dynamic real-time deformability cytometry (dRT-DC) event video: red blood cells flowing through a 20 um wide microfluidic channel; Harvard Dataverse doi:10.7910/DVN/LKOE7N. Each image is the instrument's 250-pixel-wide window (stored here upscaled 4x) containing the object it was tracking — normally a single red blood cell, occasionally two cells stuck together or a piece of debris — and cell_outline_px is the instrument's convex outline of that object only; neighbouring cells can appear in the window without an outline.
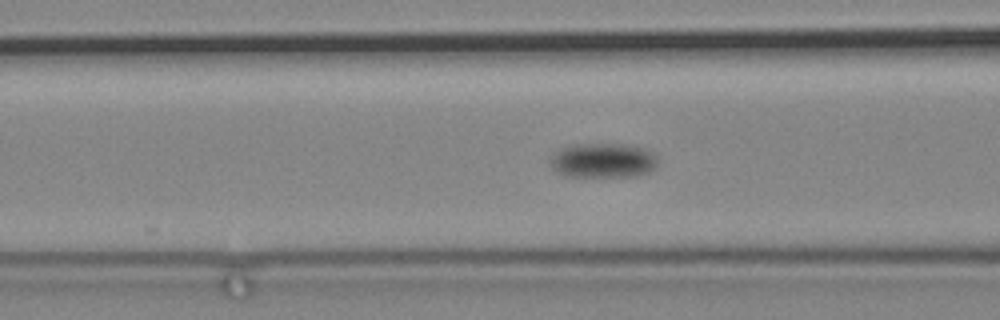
{"species": "common noctule bat (a hibernating species)", "species_latin": "Nyctalus noctula", "temperature_condition": "cold", "stored_images_in_passage": 62, "camera_frame_rate_fps": 3000, "um_per_image_px": 0.085, "animal": {"sex": "male", "body_mass_g": 19.2, "forearm_length_mm": 51.8}, "frame": {"image": 1, "passage_image": 12, "time_ms": 3.667, "image_size_px": [1000, 320], "cell_outline_px": [[656, 168], [648, 172], [636, 176], [568, 176], [552, 168], [548, 164], [552, 152], [560, 148], [572, 144], [632, 144], [644, 148], [652, 152], [656, 156]], "centroid_in_image_um": [51.24, 13.62], "position_along_channel_um": 115.4, "area_um2": 21.96}}
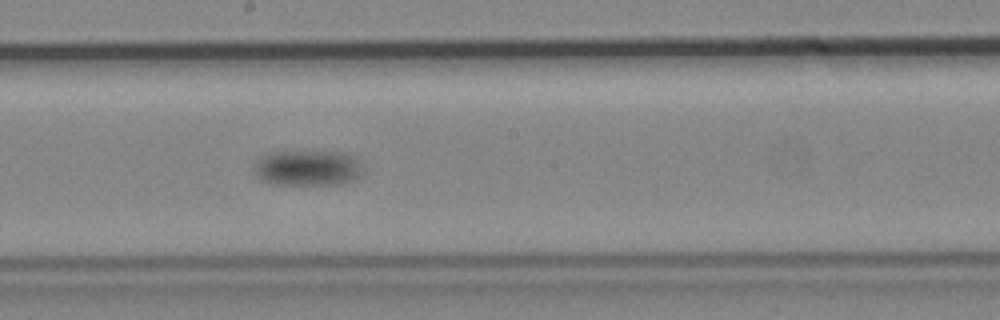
{"frame": {"image": 2, "passage_image": 25, "time_ms": 8.0, "image_size_px": [1000, 320], "cell_outline_px": [[364, 172], [360, 176], [352, 180], [340, 184], [272, 184], [260, 180], [256, 176], [256, 160], [264, 152], [344, 152], [356, 156]], "centroid_in_image_um": [26.16, 14.27], "position_along_channel_um": 222.0, "area_um2": 22.72}}
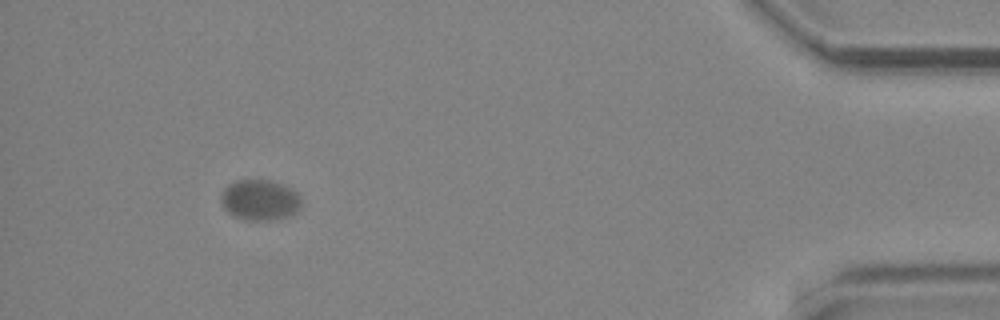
{"frame": {"image": 3, "passage_image": 56, "time_ms": 18.333, "image_size_px": [1000, 320], "cell_outline_px": [[300, 208], [296, 212], [288, 216], [268, 220], [244, 220], [228, 212], [224, 208], [220, 200], [220, 196], [224, 188], [228, 184], [236, 180], [268, 180], [292, 188], [300, 196]], "centroid_in_image_um": [22.06, 16.99], "position_along_channel_um": 413.1, "area_um2": 18.96}}